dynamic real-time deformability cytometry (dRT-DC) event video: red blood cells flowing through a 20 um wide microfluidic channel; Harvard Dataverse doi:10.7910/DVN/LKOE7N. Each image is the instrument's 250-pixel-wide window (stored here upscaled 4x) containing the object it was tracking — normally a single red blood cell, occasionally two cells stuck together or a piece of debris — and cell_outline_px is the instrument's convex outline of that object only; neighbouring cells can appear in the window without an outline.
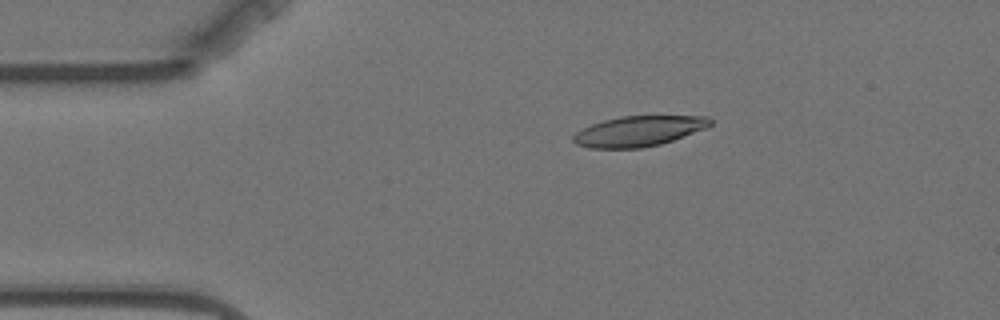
{"species": "Egyptian fruit bat (a non-hibernating species)", "species_latin": "Rousettus aegyptiacus", "temperature_condition": "warm", "stored_images_in_passage": 4, "camera_frame_rate_fps": 3000, "um_per_image_px": 0.085, "animal": {"sex": "female"}, "frame": {"image": 1, "passage_image": 1, "time_ms": 0.0, "image_size_px": [1000, 320], "cell_outline_px": [[712, 124], [704, 128], [684, 136], [660, 144], [640, 148], [588, 148], [576, 144], [572, 140], [572, 136], [576, 132], [592, 124], [604, 120], [620, 116], [708, 116], [712, 120]], "centroid_in_image_um": [54.26, 11.14], "position_along_channel_um": 30.7, "area_um2": 24.04}}
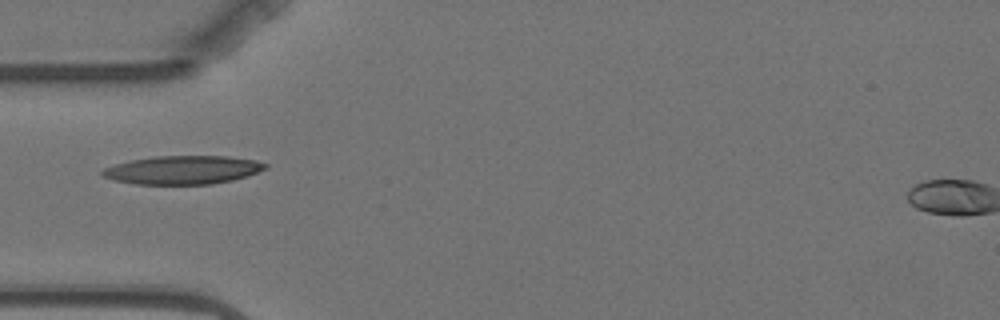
{"frame": {"image": 2, "passage_image": 3, "time_ms": 2.333, "image_size_px": [1000, 320], "cell_outline_px": [[268, 168], [232, 180], [212, 184], [136, 184], [112, 180], [104, 176], [100, 172], [104, 168], [116, 164], [132, 160], [156, 156], [228, 156], [256, 160], [268, 164]], "centroid_in_image_um": [15.54, 14.44], "position_along_channel_um": 69.5, "area_um2": 26.88}}
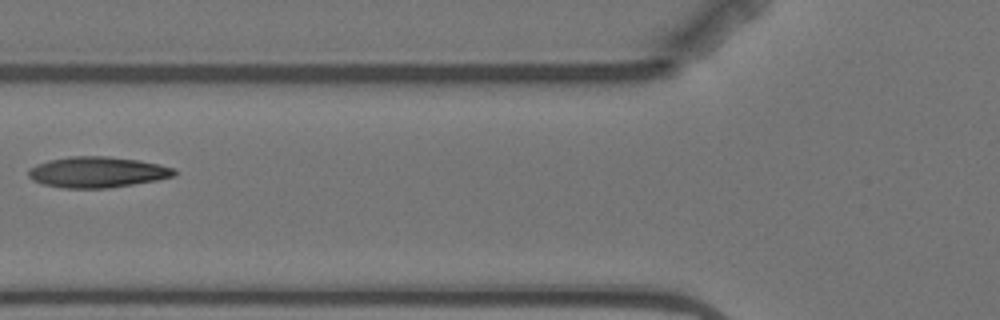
{"frame": {"image": 3, "passage_image": 4, "time_ms": 3.667, "image_size_px": [1000, 320], "cell_outline_px": [[176, 172], [172, 176], [156, 180], [108, 188], [64, 188], [44, 184], [32, 180], [28, 176], [28, 168], [36, 164], [48, 160], [68, 156], [104, 156], [136, 160], [176, 168]], "centroid_in_image_um": [8.2, 14.63], "position_along_channel_um": 117.6, "area_um2": 26.01}}